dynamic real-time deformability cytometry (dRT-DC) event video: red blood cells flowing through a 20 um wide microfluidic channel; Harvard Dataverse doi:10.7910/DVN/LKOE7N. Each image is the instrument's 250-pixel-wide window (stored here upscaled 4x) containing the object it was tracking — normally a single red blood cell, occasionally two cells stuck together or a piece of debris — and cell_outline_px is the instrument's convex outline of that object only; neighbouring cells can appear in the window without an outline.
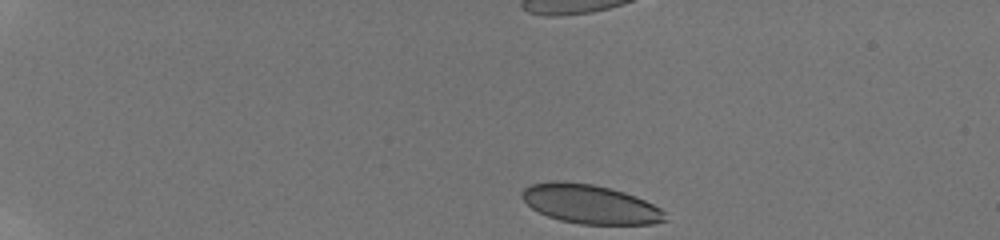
{"species": "human", "species_latin": "Homo sapiens", "temperature_condition": "room temperature", "stored_images_in_passage": 39, "camera_frame_rate_fps": 3000, "um_per_image_px": 0.085, "donor": {"sex": "male"}, "frame": {"image": 1, "passage_image": 1, "time_ms": 0.0, "image_size_px": [1000, 240], "cell_outline_px": [[668, 220], [652, 224], [580, 224], [560, 220], [548, 216], [532, 208], [520, 196], [520, 192], [524, 188], [532, 184], [552, 180], [564, 180], [592, 184], [624, 192], [636, 196], [660, 208], [664, 212]], "centroid_in_image_um": [50.14, 17.34], "position_along_channel_um": 34.9, "area_um2": 32.6}}